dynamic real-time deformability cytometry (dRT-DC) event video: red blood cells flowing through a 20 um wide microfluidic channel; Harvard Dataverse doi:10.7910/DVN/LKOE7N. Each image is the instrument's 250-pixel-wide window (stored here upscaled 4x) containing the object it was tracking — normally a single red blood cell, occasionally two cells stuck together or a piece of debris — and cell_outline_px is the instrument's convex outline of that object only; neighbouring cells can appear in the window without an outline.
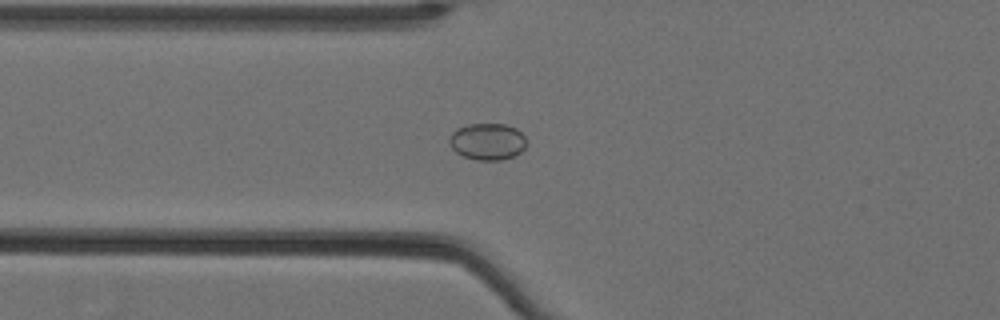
{"species": "Egyptian fruit bat (a non-hibernating species)", "species_latin": "Rousettus aegyptiacus", "temperature_condition": "cold", "stored_images_in_passage": 37, "camera_frame_rate_fps": 3000, "um_per_image_px": 0.085, "animal": {"sex": "female"}, "frame": {"image": 1, "passage_image": 2, "time_ms": 0.333, "image_size_px": [1000, 320], "cell_outline_px": [[524, 148], [516, 156], [500, 160], [476, 160], [464, 156], [456, 152], [448, 144], [448, 140], [452, 132], [456, 128], [468, 124], [504, 124], [516, 128], [524, 136]], "centroid_in_image_um": [41.4, 12.03], "position_along_channel_um": 84.4, "area_um2": 16.53}}
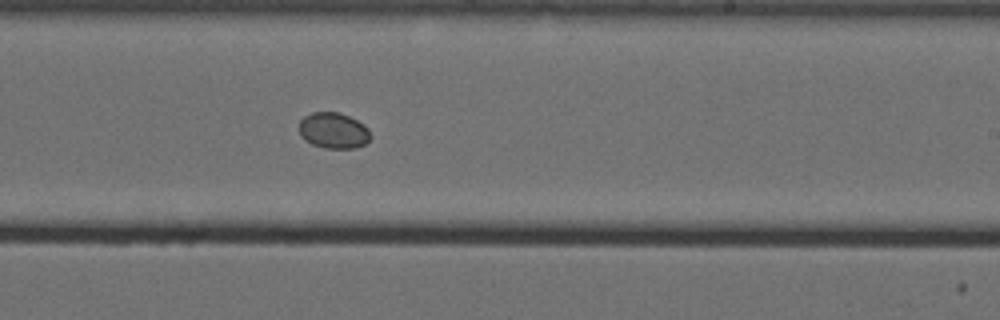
{"frame": {"image": 2, "passage_image": 17, "time_ms": 5.333, "image_size_px": [1000, 320], "cell_outline_px": [[372, 136], [364, 144], [356, 148], [324, 148], [312, 144], [304, 140], [300, 136], [300, 120], [304, 116], [312, 112], [336, 112], [348, 116], [364, 124], [368, 128]], "centroid_in_image_um": [28.34, 11.1], "position_along_channel_um": 260.7, "area_um2": 14.97}}
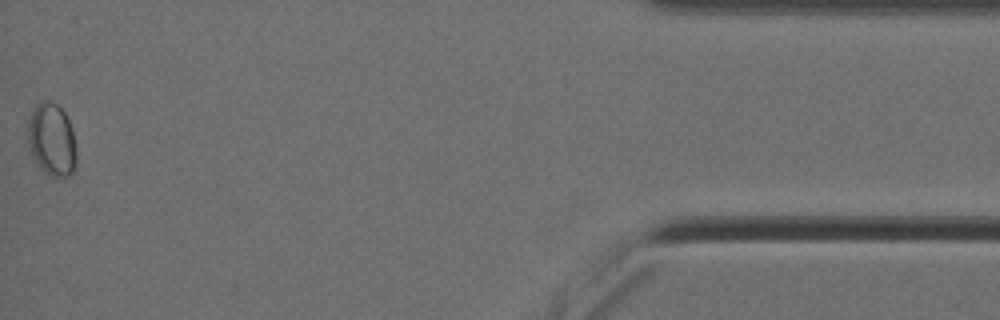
{"frame": {"image": 3, "passage_image": 37, "time_ms": 12.0, "image_size_px": [1000, 320], "cell_outline_px": [[76, 164], [72, 172], [68, 176], [52, 176], [36, 160], [28, 144], [28, 120], [36, 104], [40, 100], [48, 100], [56, 104], [64, 112], [72, 128], [76, 148]], "centroid_in_image_um": [4.42, 11.81], "position_along_channel_um": 430.8, "area_um2": 20.17}}